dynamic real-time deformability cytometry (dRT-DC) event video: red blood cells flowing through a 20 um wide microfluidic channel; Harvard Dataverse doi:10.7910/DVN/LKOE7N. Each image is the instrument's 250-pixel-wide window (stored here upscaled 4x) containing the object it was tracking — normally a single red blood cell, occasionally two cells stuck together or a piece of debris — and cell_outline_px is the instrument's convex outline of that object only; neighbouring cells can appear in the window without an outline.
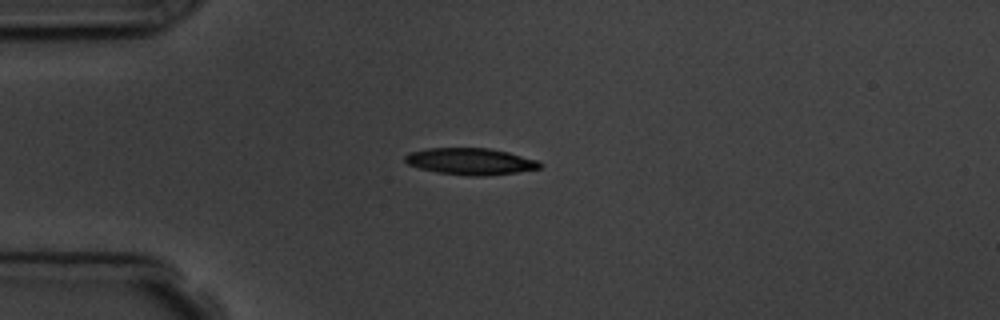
{"species": "common noctule bat (a hibernating species)", "species_latin": "Nyctalus noctula", "temperature_condition": "room temperature", "stored_images_in_passage": 8, "camera_frame_rate_fps": 3000, "um_per_image_px": 0.085, "animal": {"sex": "male", "body_mass_g": 19.5, "forearm_length_mm": 54.6}, "frame": {"image": 1, "passage_image": 3, "time_ms": 3.0, "image_size_px": [1000, 320], "cell_outline_px": [[544, 164], [540, 168], [516, 172], [484, 176], [468, 176], [436, 172], [420, 168], [408, 164], [404, 160], [404, 156], [408, 152], [428, 148], [488, 148], [508, 152], [536, 160]], "centroid_in_image_um": [39.96, 13.72], "position_along_channel_um": 45.0, "area_um2": 20.92}}
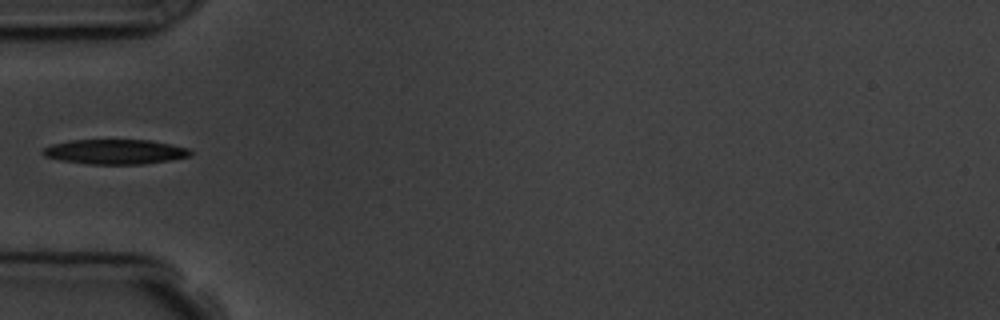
{"frame": {"image": 2, "passage_image": 4, "time_ms": 4.333, "image_size_px": [1000, 320], "cell_outline_px": [[192, 156], [172, 160], [144, 164], [88, 164], [60, 160], [44, 156], [40, 152], [44, 148], [52, 144], [72, 140], [152, 140], [172, 144], [188, 148], [192, 152]], "centroid_in_image_um": [9.82, 12.9], "position_along_channel_um": 75.2, "area_um2": 21.5}}